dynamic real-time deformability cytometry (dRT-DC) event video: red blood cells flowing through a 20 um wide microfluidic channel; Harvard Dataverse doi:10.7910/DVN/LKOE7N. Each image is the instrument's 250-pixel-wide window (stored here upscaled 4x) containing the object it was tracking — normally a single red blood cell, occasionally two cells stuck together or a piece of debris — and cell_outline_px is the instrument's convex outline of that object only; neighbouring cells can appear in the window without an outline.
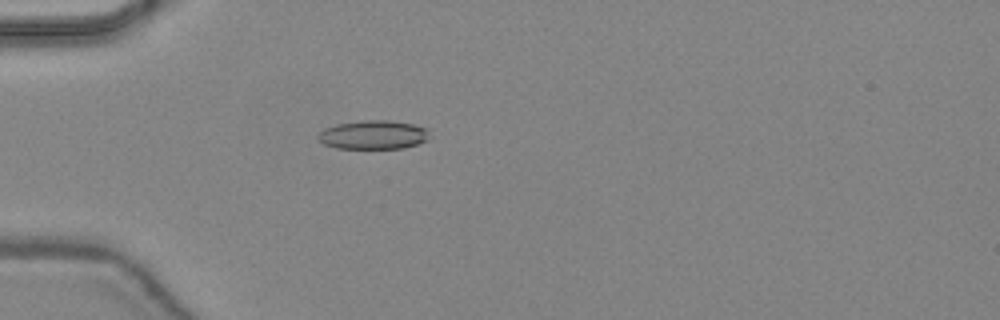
{"species": "common noctule bat (a hibernating species)", "species_latin": "Nyctalus noctula", "temperature_condition": "warm", "stored_images_in_passage": 33, "camera_frame_rate_fps": 3000, "um_per_image_px": 0.085, "animal": {"sex": "female", "body_mass_g": 24.6, "forearm_length_mm": 56.2}, "frame": {"image": 1, "passage_image": 1, "time_ms": 0.0, "image_size_px": [1000, 320], "cell_outline_px": [[428, 140], [404, 148], [336, 148], [324, 144], [316, 140], [316, 136], [324, 128], [336, 124], [364, 120], [388, 120], [412, 124], [428, 128]], "centroid_in_image_um": [31.7, 11.45], "position_along_channel_um": 53.3, "area_um2": 18.79}}
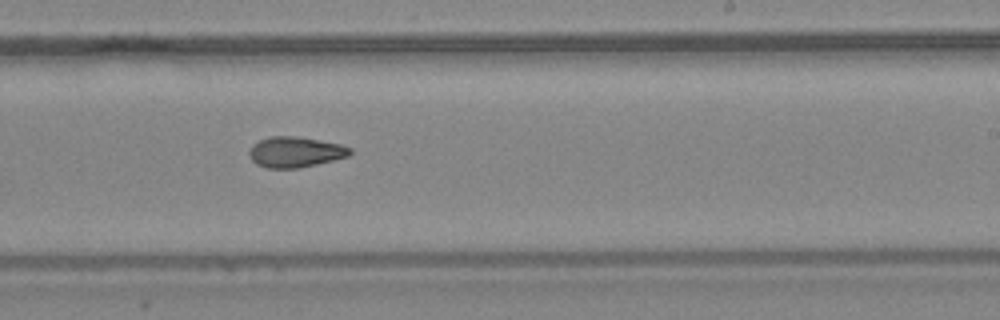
{"frame": {"image": 2, "passage_image": 16, "time_ms": 5.0, "image_size_px": [1000, 320], "cell_outline_px": [[352, 152], [348, 156], [300, 168], [268, 168], [256, 164], [252, 160], [248, 152], [252, 144], [260, 140], [272, 136], [296, 136], [340, 144], [352, 148]], "centroid_in_image_um": [25.08, 12.92], "position_along_channel_um": 263.9, "area_um2": 17.86}}
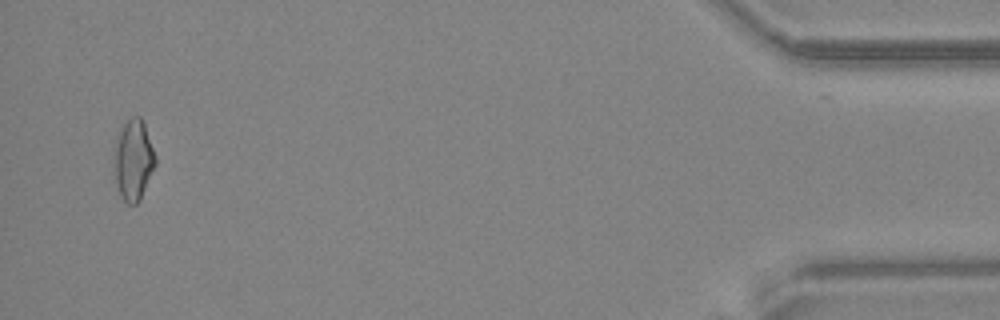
{"frame": {"image": 3, "passage_image": 32, "time_ms": 10.333, "image_size_px": [1000, 320], "cell_outline_px": [[156, 164], [140, 200], [136, 204], [128, 204], [120, 196], [116, 184], [116, 140], [124, 124], [132, 116], [140, 116], [144, 124], [156, 156]], "centroid_in_image_um": [11.38, 13.62], "position_along_channel_um": 423.8, "area_um2": 18.84}, "authors_computed_cell_mechanics": {"area_um2": 18.0336, "velocity_mm_per_s": 4.4613, "shape_relaxation_time_tau1_ms": null, "shape_relaxation_time_tau2_ms": 3.2442, "deformation_change_tau1": null, "deformation_change_tau2": 0.106}}